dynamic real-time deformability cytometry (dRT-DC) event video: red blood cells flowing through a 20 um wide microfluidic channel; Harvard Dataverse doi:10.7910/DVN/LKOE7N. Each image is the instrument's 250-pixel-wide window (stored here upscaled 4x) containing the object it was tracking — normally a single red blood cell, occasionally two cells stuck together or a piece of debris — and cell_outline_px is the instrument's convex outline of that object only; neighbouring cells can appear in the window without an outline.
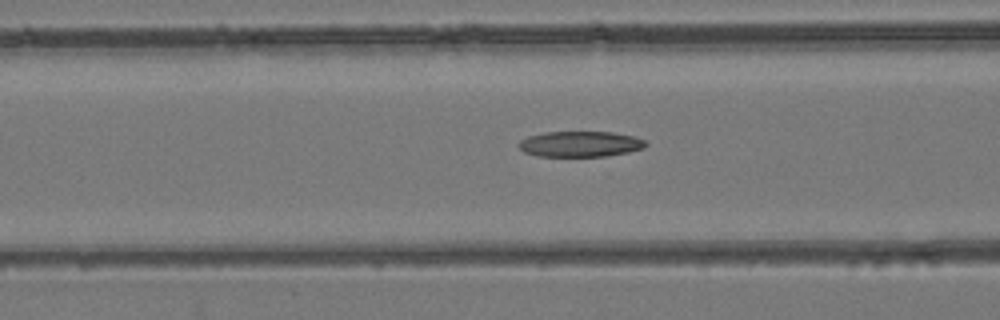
{"species": "common noctule bat (a hibernating species)", "species_latin": "Nyctalus noctula", "temperature_condition": "room temperature", "stored_images_in_passage": 45, "camera_frame_rate_fps": 3000, "um_per_image_px": 0.085, "animal": {"sex": "female", "body_mass_g": 24.6, "forearm_length_mm": 56.2}, "frame": {"image": 1, "passage_image": 20, "time_ms": 6.333, "image_size_px": [1000, 320], "cell_outline_px": [[648, 144], [644, 148], [628, 152], [608, 156], [536, 156], [524, 152], [516, 144], [520, 140], [528, 136], [544, 132], [612, 132], [632, 136], [644, 140]], "centroid_in_image_um": [49.29, 12.24], "position_along_channel_um": 117.3, "area_um2": 19.02}}
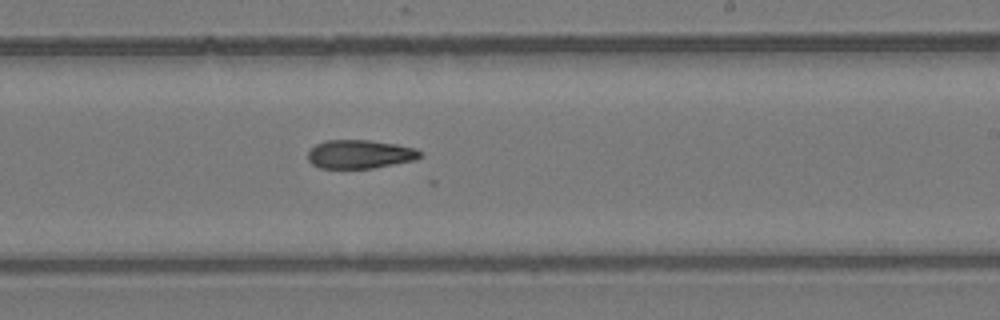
{"frame": {"image": 2, "passage_image": 30, "time_ms": 9.667, "image_size_px": [1000, 320], "cell_outline_px": [[420, 156], [416, 160], [372, 168], [320, 168], [312, 164], [308, 160], [308, 152], [316, 144], [324, 140], [368, 140], [396, 144], [416, 148], [420, 152]], "centroid_in_image_um": [30.57, 13.1], "position_along_channel_um": 258.4, "area_um2": 18.67}}
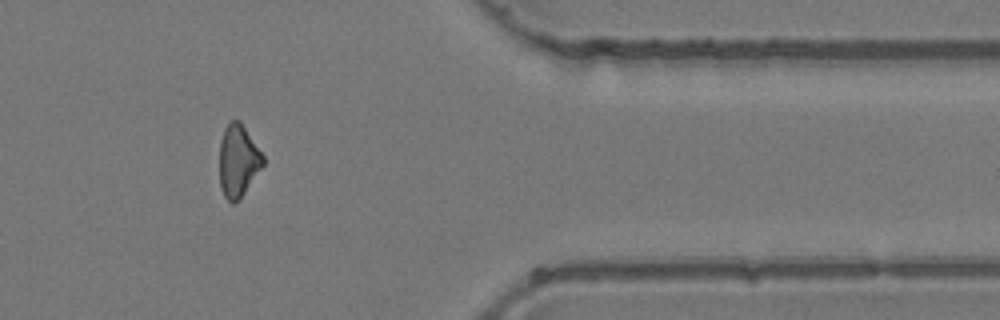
{"frame": {"image": 3, "passage_image": 41, "time_ms": 13.333, "image_size_px": [1000, 320], "cell_outline_px": [[264, 164], [244, 192], [232, 204], [224, 196], [220, 188], [220, 140], [224, 128], [228, 120], [240, 120], [264, 156]], "centroid_in_image_um": [20.23, 13.61], "position_along_channel_um": 391.2, "area_um2": 18.21}}